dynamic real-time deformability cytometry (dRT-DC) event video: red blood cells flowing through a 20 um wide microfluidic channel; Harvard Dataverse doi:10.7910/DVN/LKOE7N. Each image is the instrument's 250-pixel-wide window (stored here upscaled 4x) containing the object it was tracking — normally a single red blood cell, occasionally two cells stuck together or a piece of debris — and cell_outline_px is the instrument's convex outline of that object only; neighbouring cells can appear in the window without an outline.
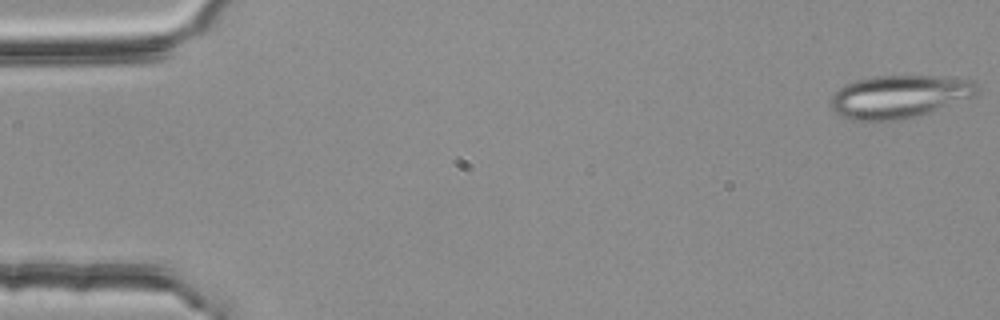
{"species": "common noctule bat (a hibernating species)", "species_latin": "Nyctalus noctula", "temperature_condition": "room temperature", "stored_images_in_passage": 54, "segment_of_instrument_passage": [1, 2], "camera_frame_rate_fps": 3000, "um_per_image_px": 0.085, "animal": {"sex": "female", "body_mass_g": 25.1}, "frame": {"image": 1, "passage_image": 1, "time_ms": 0.0, "image_size_px": [1000, 320], "cell_outline_px": [[980, 88], [972, 96], [928, 112], [916, 116], [900, 120], [852, 120], [840, 116], [828, 104], [832, 96], [844, 84], [856, 80], [872, 76], [944, 76], [972, 80], [980, 84]], "centroid_in_image_um": [76.4, 8.19], "position_along_channel_um": 8.6, "area_um2": 36.41}}